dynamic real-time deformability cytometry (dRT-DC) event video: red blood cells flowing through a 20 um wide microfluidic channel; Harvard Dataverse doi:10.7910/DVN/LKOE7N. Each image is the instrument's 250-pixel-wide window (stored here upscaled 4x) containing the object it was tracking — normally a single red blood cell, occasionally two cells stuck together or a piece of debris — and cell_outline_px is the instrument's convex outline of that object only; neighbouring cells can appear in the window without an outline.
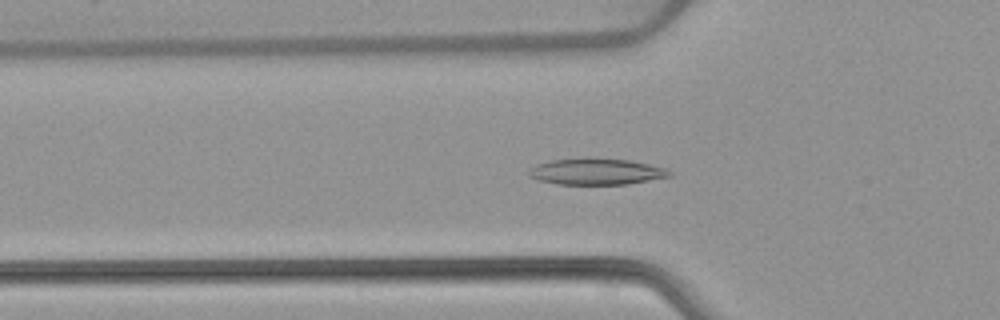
{"species": "common noctule bat (a hibernating species)", "species_latin": "Nyctalus noctula", "temperature_condition": "warm", "stored_images_in_passage": 53, "camera_frame_rate_fps": 3000, "um_per_image_px": 0.085, "animal": {"sex": "female", "body_mass_g": 22.7, "forearm_length_mm": 54.2}, "frame": {"image": 1, "passage_image": 18, "time_ms": 5.667, "image_size_px": [1000, 320], "cell_outline_px": [[672, 176], [628, 184], [556, 184], [540, 180], [528, 176], [528, 168], [536, 164], [552, 160], [580, 156], [592, 156], [628, 160], [648, 164], [664, 168], [672, 172]], "centroid_in_image_um": [50.64, 14.55], "position_along_channel_um": 75.2, "area_um2": 22.08}}
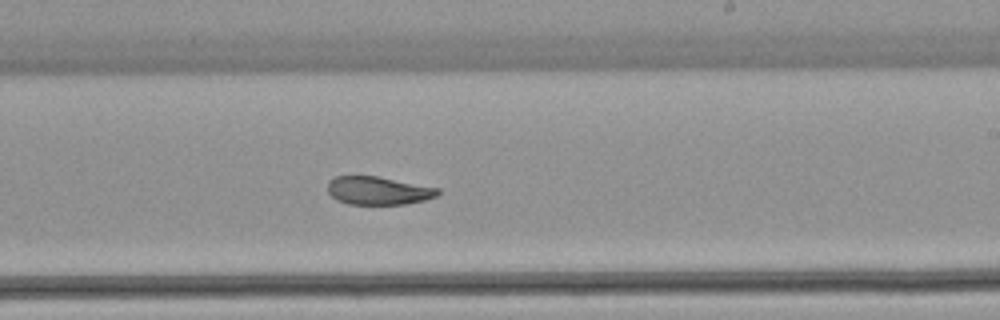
{"frame": {"image": 2, "passage_image": 32, "time_ms": 10.333, "image_size_px": [1000, 320], "cell_outline_px": [[440, 192], [436, 196], [424, 200], [404, 204], [348, 204], [336, 200], [328, 192], [328, 180], [336, 176], [376, 176], [440, 188]], "centroid_in_image_um": [32.13, 16.2], "position_along_channel_um": 256.9, "area_um2": 18.03}}
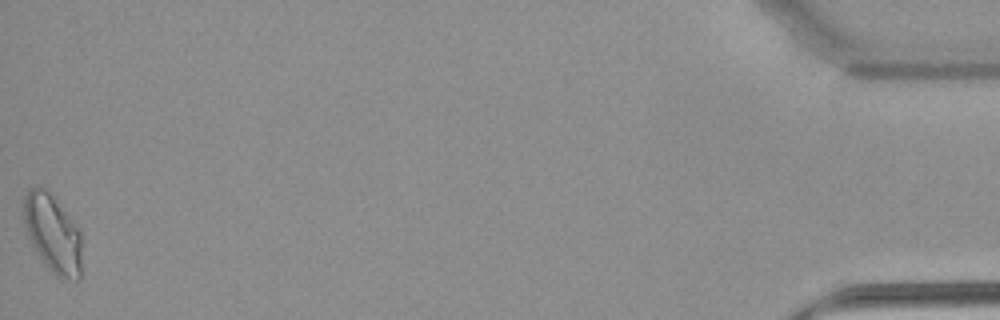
{"frame": {"image": 3, "passage_image": 53, "time_ms": 17.333, "image_size_px": [1000, 320], "cell_outline_px": [[80, 276], [76, 280], [56, 276], [44, 264], [32, 244], [28, 236], [24, 224], [24, 196], [28, 188], [36, 184], [48, 188], [80, 224]], "centroid_in_image_um": [4.49, 19.73], "position_along_channel_um": 430.7, "area_um2": 27.17}, "authors_computed_cell_mechanics": {"area_um2": 21.1548, "velocity_mm_per_s": 3.8875, "shape_relaxation_time_tau1_ms": 11.3202, "shape_relaxation_time_tau2_ms": 3.4415, "deformation_change_tau1": 0.2402, "deformation_change_tau2": 0.079}}